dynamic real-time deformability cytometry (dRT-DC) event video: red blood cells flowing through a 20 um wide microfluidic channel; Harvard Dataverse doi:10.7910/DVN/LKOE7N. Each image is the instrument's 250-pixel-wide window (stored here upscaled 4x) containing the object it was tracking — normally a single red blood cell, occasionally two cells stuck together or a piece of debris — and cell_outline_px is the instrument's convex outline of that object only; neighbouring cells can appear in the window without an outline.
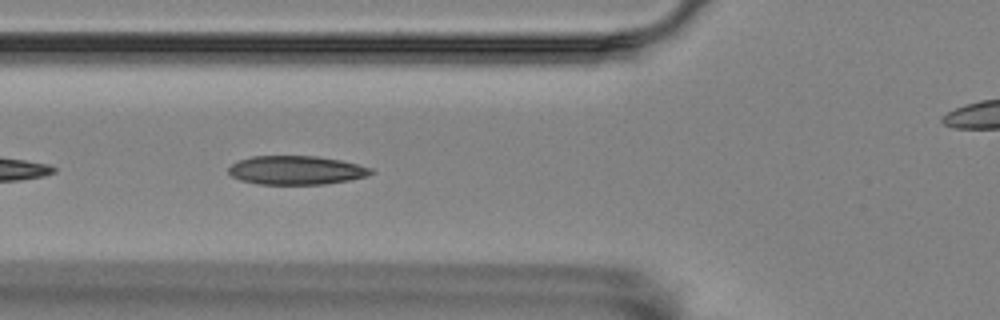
{"species": "Egyptian fruit bat (a non-hibernating species)", "species_latin": "Rousettus aegyptiacus", "temperature_condition": "room temperature", "stored_images_in_passage": 26, "camera_frame_rate_fps": 3000, "um_per_image_px": 0.085, "animal": {"sex": "female"}, "frame": {"image": 1, "passage_image": 5, "time_ms": 1.333, "image_size_px": [1000, 320], "cell_outline_px": [[376, 172], [368, 176], [348, 180], [324, 184], [256, 184], [240, 180], [232, 176], [228, 172], [228, 168], [232, 164], [240, 160], [252, 156], [316, 156], [340, 160], [372, 168]], "centroid_in_image_um": [25.18, 14.47], "position_along_channel_um": 100.6, "area_um2": 23.87}}
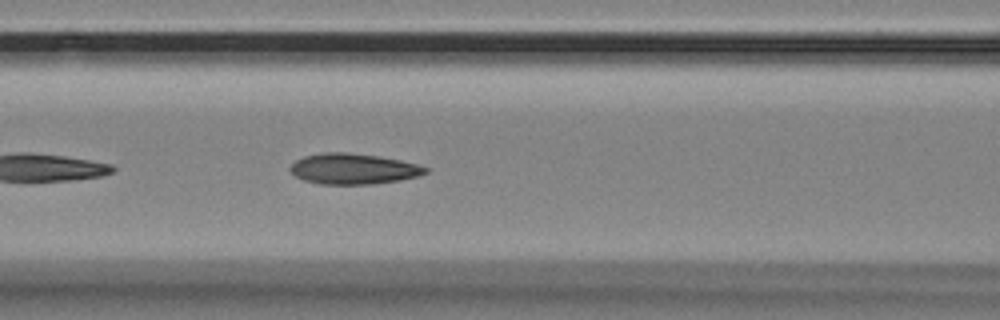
{"frame": {"image": 2, "passage_image": 8, "time_ms": 2.333, "image_size_px": [1000, 320], "cell_outline_px": [[428, 172], [416, 176], [400, 180], [372, 184], [320, 184], [304, 180], [296, 176], [288, 168], [296, 160], [304, 156], [324, 152], [344, 152], [376, 156], [400, 160], [416, 164], [428, 168]], "centroid_in_image_um": [30.01, 14.35], "position_along_channel_um": 136.6, "area_um2": 23.93}}
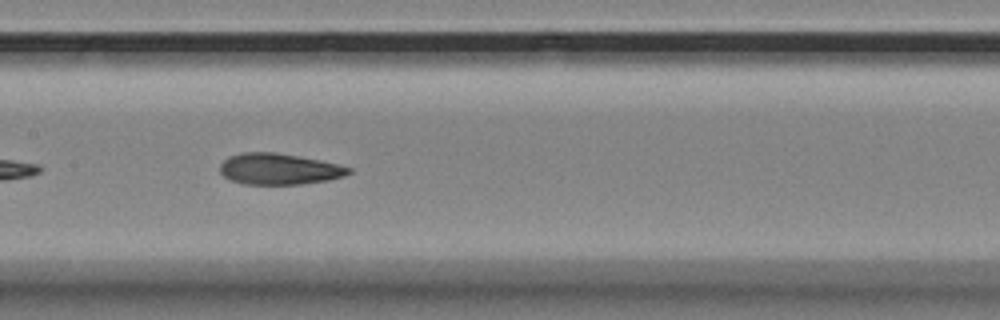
{"frame": {"image": 3, "passage_image": 12, "time_ms": 3.667, "image_size_px": [1000, 320], "cell_outline_px": [[352, 172], [344, 176], [328, 180], [300, 184], [244, 184], [228, 180], [220, 172], [220, 164], [228, 156], [240, 152], [272, 152], [320, 160], [352, 168]], "centroid_in_image_um": [23.68, 14.37], "position_along_channel_um": 183.7, "area_um2": 23.35}}